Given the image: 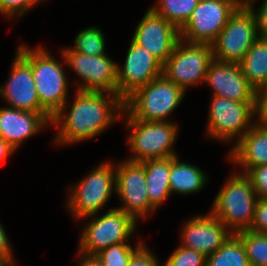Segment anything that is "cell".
Segmentation results:
<instances>
[{"label":"cell","instance_id":"d590c367","mask_svg":"<svg viewBox=\"0 0 267 266\" xmlns=\"http://www.w3.org/2000/svg\"><path fill=\"white\" fill-rule=\"evenodd\" d=\"M256 117L258 121L267 122V83L256 91Z\"/></svg>","mask_w":267,"mask_h":266},{"label":"cell","instance_id":"d6a6232c","mask_svg":"<svg viewBox=\"0 0 267 266\" xmlns=\"http://www.w3.org/2000/svg\"><path fill=\"white\" fill-rule=\"evenodd\" d=\"M259 2L260 1L258 0H252L248 6L251 8L256 17L259 37L267 41V0H263L256 9V3L259 4Z\"/></svg>","mask_w":267,"mask_h":266},{"label":"cell","instance_id":"7402d4cb","mask_svg":"<svg viewBox=\"0 0 267 266\" xmlns=\"http://www.w3.org/2000/svg\"><path fill=\"white\" fill-rule=\"evenodd\" d=\"M141 164L145 169L150 205L157 211L171 197L169 185L171 157L145 159Z\"/></svg>","mask_w":267,"mask_h":266},{"label":"cell","instance_id":"f1b7e54d","mask_svg":"<svg viewBox=\"0 0 267 266\" xmlns=\"http://www.w3.org/2000/svg\"><path fill=\"white\" fill-rule=\"evenodd\" d=\"M205 264L206 256L179 244L162 266H205Z\"/></svg>","mask_w":267,"mask_h":266},{"label":"cell","instance_id":"5b68a950","mask_svg":"<svg viewBox=\"0 0 267 266\" xmlns=\"http://www.w3.org/2000/svg\"><path fill=\"white\" fill-rule=\"evenodd\" d=\"M115 162L106 160L89 170L84 177L68 185L65 207L76 222L101 213L115 194Z\"/></svg>","mask_w":267,"mask_h":266},{"label":"cell","instance_id":"2e32d148","mask_svg":"<svg viewBox=\"0 0 267 266\" xmlns=\"http://www.w3.org/2000/svg\"><path fill=\"white\" fill-rule=\"evenodd\" d=\"M135 28L132 40L150 52L162 65L180 40L179 29L151 8L144 13Z\"/></svg>","mask_w":267,"mask_h":266},{"label":"cell","instance_id":"4fadbf2b","mask_svg":"<svg viewBox=\"0 0 267 266\" xmlns=\"http://www.w3.org/2000/svg\"><path fill=\"white\" fill-rule=\"evenodd\" d=\"M239 5L237 0H200L179 29L180 39L188 43L211 44Z\"/></svg>","mask_w":267,"mask_h":266},{"label":"cell","instance_id":"cb8c5ba5","mask_svg":"<svg viewBox=\"0 0 267 266\" xmlns=\"http://www.w3.org/2000/svg\"><path fill=\"white\" fill-rule=\"evenodd\" d=\"M205 266H250L245 247L236 234L206 257Z\"/></svg>","mask_w":267,"mask_h":266},{"label":"cell","instance_id":"ffe728a7","mask_svg":"<svg viewBox=\"0 0 267 266\" xmlns=\"http://www.w3.org/2000/svg\"><path fill=\"white\" fill-rule=\"evenodd\" d=\"M227 159L246 173L250 168L267 165V122L257 121L230 149Z\"/></svg>","mask_w":267,"mask_h":266},{"label":"cell","instance_id":"ba28073f","mask_svg":"<svg viewBox=\"0 0 267 266\" xmlns=\"http://www.w3.org/2000/svg\"><path fill=\"white\" fill-rule=\"evenodd\" d=\"M206 137L231 148L258 120L256 101H232L211 95Z\"/></svg>","mask_w":267,"mask_h":266},{"label":"cell","instance_id":"d6986e66","mask_svg":"<svg viewBox=\"0 0 267 266\" xmlns=\"http://www.w3.org/2000/svg\"><path fill=\"white\" fill-rule=\"evenodd\" d=\"M49 113H38L0 106V136L13 148L19 150L23 141L51 126Z\"/></svg>","mask_w":267,"mask_h":266},{"label":"cell","instance_id":"30bf717a","mask_svg":"<svg viewBox=\"0 0 267 266\" xmlns=\"http://www.w3.org/2000/svg\"><path fill=\"white\" fill-rule=\"evenodd\" d=\"M208 43H188L180 39L173 53L162 66V74L185 92L205 82L209 64L213 61Z\"/></svg>","mask_w":267,"mask_h":266},{"label":"cell","instance_id":"8992f818","mask_svg":"<svg viewBox=\"0 0 267 266\" xmlns=\"http://www.w3.org/2000/svg\"><path fill=\"white\" fill-rule=\"evenodd\" d=\"M185 97L186 92L162 74L128 96L124 109L145 122L174 121L170 117Z\"/></svg>","mask_w":267,"mask_h":266},{"label":"cell","instance_id":"484cf974","mask_svg":"<svg viewBox=\"0 0 267 266\" xmlns=\"http://www.w3.org/2000/svg\"><path fill=\"white\" fill-rule=\"evenodd\" d=\"M72 51L93 56L107 55L105 35L98 26H89L80 30L74 37Z\"/></svg>","mask_w":267,"mask_h":266},{"label":"cell","instance_id":"3957f363","mask_svg":"<svg viewBox=\"0 0 267 266\" xmlns=\"http://www.w3.org/2000/svg\"><path fill=\"white\" fill-rule=\"evenodd\" d=\"M211 204L209 212L233 234L250 230L258 201L250 178L241 172L231 173Z\"/></svg>","mask_w":267,"mask_h":266},{"label":"cell","instance_id":"52a82bcc","mask_svg":"<svg viewBox=\"0 0 267 266\" xmlns=\"http://www.w3.org/2000/svg\"><path fill=\"white\" fill-rule=\"evenodd\" d=\"M82 220L85 223L81 228L77 252L85 255H95L112 245L130 243L139 224L131 215L114 207L79 221Z\"/></svg>","mask_w":267,"mask_h":266},{"label":"cell","instance_id":"277c9868","mask_svg":"<svg viewBox=\"0 0 267 266\" xmlns=\"http://www.w3.org/2000/svg\"><path fill=\"white\" fill-rule=\"evenodd\" d=\"M127 129V146L131 152L125 159L142 162L145 159L178 156L175 143L179 126L175 121L145 122L133 118L125 109L121 120Z\"/></svg>","mask_w":267,"mask_h":266},{"label":"cell","instance_id":"7c38bea8","mask_svg":"<svg viewBox=\"0 0 267 266\" xmlns=\"http://www.w3.org/2000/svg\"><path fill=\"white\" fill-rule=\"evenodd\" d=\"M115 170V194L122 204L115 208L131 215L138 223L156 213L149 202L145 169L141 162L122 159L115 163Z\"/></svg>","mask_w":267,"mask_h":266},{"label":"cell","instance_id":"7a4b0ae2","mask_svg":"<svg viewBox=\"0 0 267 266\" xmlns=\"http://www.w3.org/2000/svg\"><path fill=\"white\" fill-rule=\"evenodd\" d=\"M16 50L31 64L40 105L53 117L69 99L71 87L68 73L62 65L65 61L62 53L59 52V61L46 46L31 48L22 42H19Z\"/></svg>","mask_w":267,"mask_h":266},{"label":"cell","instance_id":"4316f807","mask_svg":"<svg viewBox=\"0 0 267 266\" xmlns=\"http://www.w3.org/2000/svg\"><path fill=\"white\" fill-rule=\"evenodd\" d=\"M236 235L245 247L250 266H267V234L244 230Z\"/></svg>","mask_w":267,"mask_h":266},{"label":"cell","instance_id":"f35d334b","mask_svg":"<svg viewBox=\"0 0 267 266\" xmlns=\"http://www.w3.org/2000/svg\"><path fill=\"white\" fill-rule=\"evenodd\" d=\"M252 0H237L240 5H248Z\"/></svg>","mask_w":267,"mask_h":266},{"label":"cell","instance_id":"6da1fadb","mask_svg":"<svg viewBox=\"0 0 267 266\" xmlns=\"http://www.w3.org/2000/svg\"><path fill=\"white\" fill-rule=\"evenodd\" d=\"M73 98L52 117L56 146L89 141L121 121L124 100L118 94L75 90Z\"/></svg>","mask_w":267,"mask_h":266},{"label":"cell","instance_id":"4dcf8cb0","mask_svg":"<svg viewBox=\"0 0 267 266\" xmlns=\"http://www.w3.org/2000/svg\"><path fill=\"white\" fill-rule=\"evenodd\" d=\"M245 174L250 178L258 199L267 198V165L252 167Z\"/></svg>","mask_w":267,"mask_h":266},{"label":"cell","instance_id":"8d00e7d4","mask_svg":"<svg viewBox=\"0 0 267 266\" xmlns=\"http://www.w3.org/2000/svg\"><path fill=\"white\" fill-rule=\"evenodd\" d=\"M15 151L17 152L15 148L0 136V164L4 163V161L6 162V159L12 158L11 156Z\"/></svg>","mask_w":267,"mask_h":266},{"label":"cell","instance_id":"9a60e30c","mask_svg":"<svg viewBox=\"0 0 267 266\" xmlns=\"http://www.w3.org/2000/svg\"><path fill=\"white\" fill-rule=\"evenodd\" d=\"M162 64L132 39L123 65L117 63V94L125 100L136 89L162 75Z\"/></svg>","mask_w":267,"mask_h":266},{"label":"cell","instance_id":"44dd1931","mask_svg":"<svg viewBox=\"0 0 267 266\" xmlns=\"http://www.w3.org/2000/svg\"><path fill=\"white\" fill-rule=\"evenodd\" d=\"M179 156L171 157L169 185L171 195H193L201 192L209 183V176L199 166L180 160Z\"/></svg>","mask_w":267,"mask_h":266},{"label":"cell","instance_id":"e0dca14e","mask_svg":"<svg viewBox=\"0 0 267 266\" xmlns=\"http://www.w3.org/2000/svg\"><path fill=\"white\" fill-rule=\"evenodd\" d=\"M180 230V245L202 253L217 251L233 233L210 212L190 217Z\"/></svg>","mask_w":267,"mask_h":266},{"label":"cell","instance_id":"9c48e42d","mask_svg":"<svg viewBox=\"0 0 267 266\" xmlns=\"http://www.w3.org/2000/svg\"><path fill=\"white\" fill-rule=\"evenodd\" d=\"M258 38L253 11L248 5H239L211 43L213 59L218 62L240 63Z\"/></svg>","mask_w":267,"mask_h":266},{"label":"cell","instance_id":"ab89813d","mask_svg":"<svg viewBox=\"0 0 267 266\" xmlns=\"http://www.w3.org/2000/svg\"><path fill=\"white\" fill-rule=\"evenodd\" d=\"M6 266H19L16 261L8 263Z\"/></svg>","mask_w":267,"mask_h":266},{"label":"cell","instance_id":"e575fe53","mask_svg":"<svg viewBox=\"0 0 267 266\" xmlns=\"http://www.w3.org/2000/svg\"><path fill=\"white\" fill-rule=\"evenodd\" d=\"M4 225L0 222V261H6L8 263L16 261L14 258L13 248L10 238L7 236V232Z\"/></svg>","mask_w":267,"mask_h":266},{"label":"cell","instance_id":"60d3db41","mask_svg":"<svg viewBox=\"0 0 267 266\" xmlns=\"http://www.w3.org/2000/svg\"><path fill=\"white\" fill-rule=\"evenodd\" d=\"M8 264V262L6 261H0V266H6Z\"/></svg>","mask_w":267,"mask_h":266},{"label":"cell","instance_id":"d4e9b609","mask_svg":"<svg viewBox=\"0 0 267 266\" xmlns=\"http://www.w3.org/2000/svg\"><path fill=\"white\" fill-rule=\"evenodd\" d=\"M200 0H156L150 8L180 29Z\"/></svg>","mask_w":267,"mask_h":266},{"label":"cell","instance_id":"603a6c76","mask_svg":"<svg viewBox=\"0 0 267 266\" xmlns=\"http://www.w3.org/2000/svg\"><path fill=\"white\" fill-rule=\"evenodd\" d=\"M248 83L257 91L267 83V41L258 38L239 63Z\"/></svg>","mask_w":267,"mask_h":266},{"label":"cell","instance_id":"83f0119b","mask_svg":"<svg viewBox=\"0 0 267 266\" xmlns=\"http://www.w3.org/2000/svg\"><path fill=\"white\" fill-rule=\"evenodd\" d=\"M144 241L140 239L136 245H131V243L112 245L99 251L95 256L103 266H128L131 256Z\"/></svg>","mask_w":267,"mask_h":266},{"label":"cell","instance_id":"836d02e7","mask_svg":"<svg viewBox=\"0 0 267 266\" xmlns=\"http://www.w3.org/2000/svg\"><path fill=\"white\" fill-rule=\"evenodd\" d=\"M250 231L267 234V198L258 199Z\"/></svg>","mask_w":267,"mask_h":266},{"label":"cell","instance_id":"1f68e13d","mask_svg":"<svg viewBox=\"0 0 267 266\" xmlns=\"http://www.w3.org/2000/svg\"><path fill=\"white\" fill-rule=\"evenodd\" d=\"M158 257L144 242L131 256L128 266H161Z\"/></svg>","mask_w":267,"mask_h":266},{"label":"cell","instance_id":"5bb4252c","mask_svg":"<svg viewBox=\"0 0 267 266\" xmlns=\"http://www.w3.org/2000/svg\"><path fill=\"white\" fill-rule=\"evenodd\" d=\"M6 82L0 86V99L6 106L38 113H48L39 102L31 64L16 50Z\"/></svg>","mask_w":267,"mask_h":266},{"label":"cell","instance_id":"8fae6325","mask_svg":"<svg viewBox=\"0 0 267 266\" xmlns=\"http://www.w3.org/2000/svg\"><path fill=\"white\" fill-rule=\"evenodd\" d=\"M63 64L78 77L75 90L117 94V61L110 56H93L72 51L68 46L60 49Z\"/></svg>","mask_w":267,"mask_h":266},{"label":"cell","instance_id":"ac0fdd59","mask_svg":"<svg viewBox=\"0 0 267 266\" xmlns=\"http://www.w3.org/2000/svg\"><path fill=\"white\" fill-rule=\"evenodd\" d=\"M211 95L232 101H256V91L243 75L239 63L213 60L208 67L205 82Z\"/></svg>","mask_w":267,"mask_h":266},{"label":"cell","instance_id":"74e56055","mask_svg":"<svg viewBox=\"0 0 267 266\" xmlns=\"http://www.w3.org/2000/svg\"><path fill=\"white\" fill-rule=\"evenodd\" d=\"M77 263L76 266H103L95 255H85L80 252L77 253Z\"/></svg>","mask_w":267,"mask_h":266},{"label":"cell","instance_id":"f546056e","mask_svg":"<svg viewBox=\"0 0 267 266\" xmlns=\"http://www.w3.org/2000/svg\"><path fill=\"white\" fill-rule=\"evenodd\" d=\"M41 3V0H0V15L15 22Z\"/></svg>","mask_w":267,"mask_h":266}]
</instances>
